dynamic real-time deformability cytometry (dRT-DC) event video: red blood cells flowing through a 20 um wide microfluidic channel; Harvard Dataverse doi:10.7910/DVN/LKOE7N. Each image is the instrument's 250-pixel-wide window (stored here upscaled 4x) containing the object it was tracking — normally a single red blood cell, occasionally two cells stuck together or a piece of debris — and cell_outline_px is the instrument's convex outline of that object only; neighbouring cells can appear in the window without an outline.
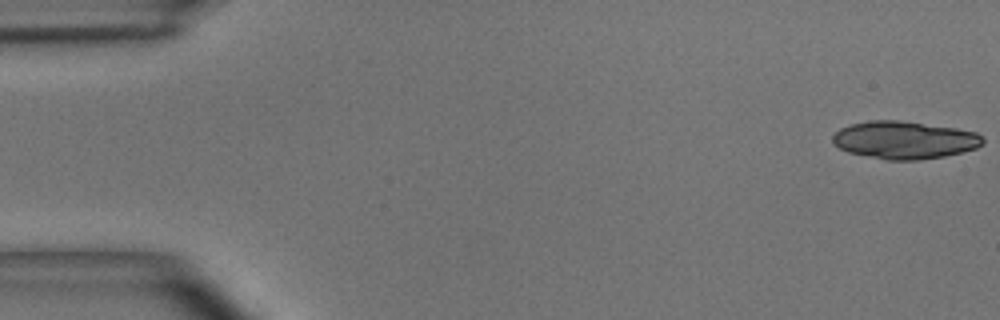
{"species": "common noctule bat (a hibernating species)", "species_latin": "Nyctalus noctula", "temperature_condition": "room temperature", "stored_images_in_passage": 38, "camera_frame_rate_fps": 3000, "um_per_image_px": 0.085, "animal": {"sex": "male", "body_mass_g": 15.6}, "frame": {"image": 1, "passage_image": 1, "time_ms": 0.0, "image_size_px": [1000, 320], "cell_outline_px": [[984, 144], [976, 148], [944, 156], [920, 160], [888, 160], [848, 152], [832, 144], [832, 136], [840, 128], [852, 124], [872, 120], [900, 120], [956, 128], [976, 132], [984, 136]], "centroid_in_image_um": [76.89, 11.9], "position_along_channel_um": 8.1, "area_um2": 33.0}}